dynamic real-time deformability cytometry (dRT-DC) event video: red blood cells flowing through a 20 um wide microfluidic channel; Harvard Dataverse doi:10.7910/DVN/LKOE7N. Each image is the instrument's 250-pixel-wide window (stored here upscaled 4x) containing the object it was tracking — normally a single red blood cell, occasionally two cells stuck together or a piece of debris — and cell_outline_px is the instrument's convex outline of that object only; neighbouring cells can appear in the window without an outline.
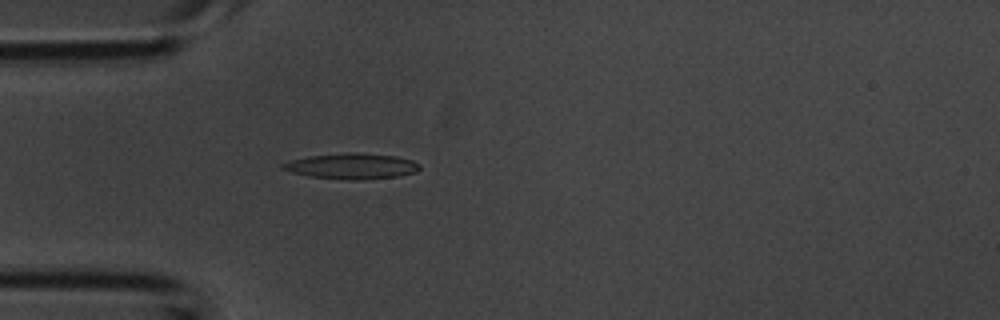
{"species": "common noctule bat (a hibernating species)", "species_latin": "Nyctalus noctula", "temperature_condition": "room temperature", "stored_images_in_passage": 38, "camera_frame_rate_fps": 3000, "um_per_image_px": 0.085, "animal": {"sex": "male", "body_mass_g": 20.1, "forearm_length_mm": 53.5}, "frame": {"image": 1, "passage_image": 8, "time_ms": 2.333, "image_size_px": [1000, 320], "cell_outline_px": [[420, 168], [416, 172], [400, 176], [360, 180], [348, 180], [308, 176], [292, 172], [280, 168], [280, 164], [288, 160], [308, 156], [344, 152], [356, 152], [396, 156], [412, 160], [420, 164]], "centroid_in_image_um": [29.88, 14.11], "position_along_channel_um": 55.1, "area_um2": 20.81}}
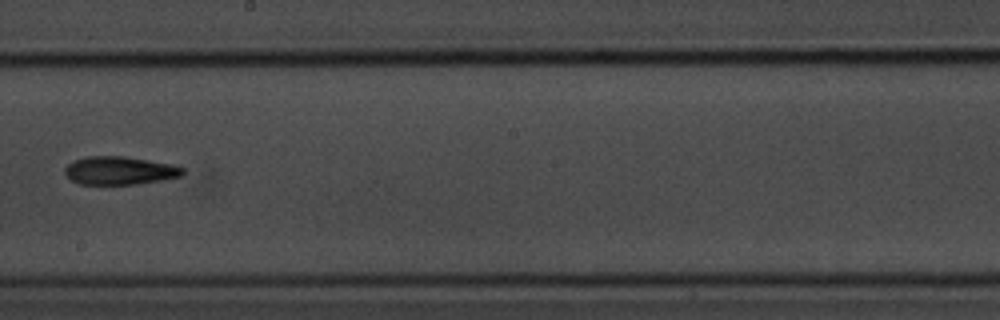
{"frame": {"image": 2, "passage_image": 20, "time_ms": 6.333, "image_size_px": [1000, 320], "cell_outline_px": [[184, 172], [180, 176], [160, 180], [136, 184], [80, 184], [72, 180], [64, 172], [64, 168], [72, 160], [88, 156], [124, 156], [172, 164], [184, 168]], "centroid_in_image_um": [10.14, 14.49], "position_along_channel_um": 238.1, "area_um2": 19.25}}
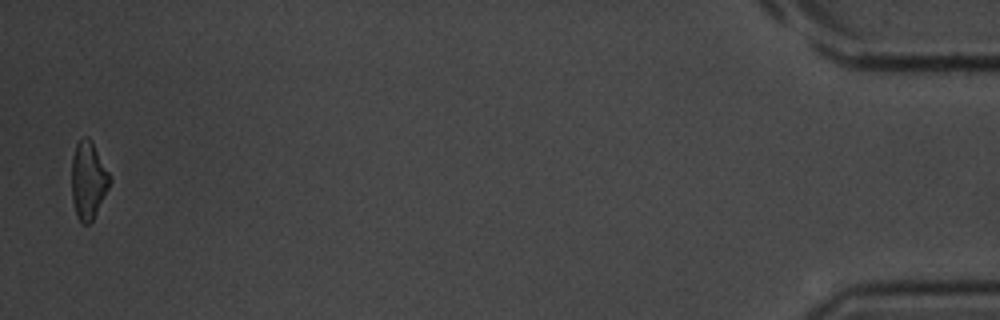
{"frame": {"image": 3, "passage_image": 38, "time_ms": 12.333, "image_size_px": [1000, 320], "cell_outline_px": [[112, 180], [92, 220], [88, 224], [84, 224], [76, 216], [72, 200], [72, 156], [76, 144], [84, 136], [88, 136], [92, 140], [112, 176]], "centroid_in_image_um": [7.51, 15.27], "position_along_channel_um": 427.7, "area_um2": 17.34}}